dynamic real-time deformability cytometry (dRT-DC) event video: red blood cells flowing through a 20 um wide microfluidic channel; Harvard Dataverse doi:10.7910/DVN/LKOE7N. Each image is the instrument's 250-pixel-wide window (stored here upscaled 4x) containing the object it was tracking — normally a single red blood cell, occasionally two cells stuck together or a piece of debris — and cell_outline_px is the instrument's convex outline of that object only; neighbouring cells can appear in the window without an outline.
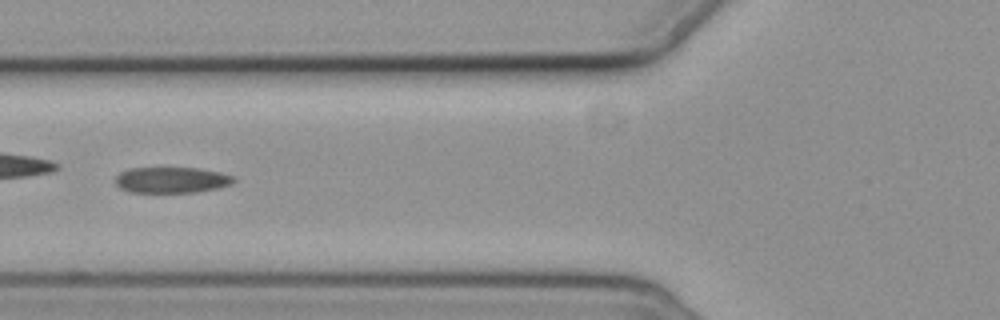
{"species": "common noctule bat (a hibernating species)", "species_latin": "Nyctalus noctula", "temperature_condition": "cold", "stored_images_in_passage": 6, "camera_frame_rate_fps": 3000, "um_per_image_px": 0.085, "animal": {"sex": "female", "body_mass_g": 19.3, "forearm_length_mm": 54.1}, "frame": {"image": 1, "passage_image": 6, "time_ms": 6.0, "image_size_px": [1000, 320], "cell_outline_px": [[236, 180], [232, 184], [216, 188], [196, 192], [132, 192], [120, 188], [116, 184], [116, 176], [120, 172], [128, 168], [196, 168], [220, 172], [232, 176]], "centroid_in_image_um": [14.57, 15.29], "position_along_channel_um": 111.2, "area_um2": 17.74}}